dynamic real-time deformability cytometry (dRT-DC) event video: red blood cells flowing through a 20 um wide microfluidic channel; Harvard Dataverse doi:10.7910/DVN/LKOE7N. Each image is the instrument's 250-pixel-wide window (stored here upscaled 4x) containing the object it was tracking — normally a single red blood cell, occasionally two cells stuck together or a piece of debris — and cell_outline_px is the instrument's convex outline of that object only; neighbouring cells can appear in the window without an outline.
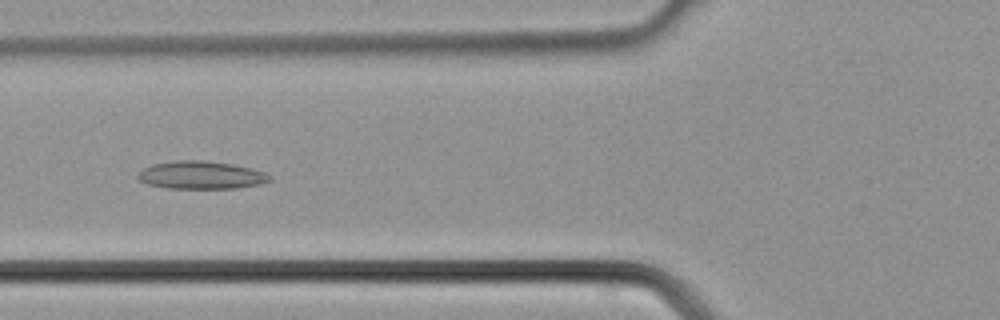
{"species": "common noctule bat (a hibernating species)", "species_latin": "Nyctalus noctula", "temperature_condition": "cold", "stored_images_in_passage": 38, "camera_frame_rate_fps": 3000, "um_per_image_px": 0.085, "animal": {"sex": "male", "body_mass_g": 21.5, "forearm_length_mm": 52.0}, "frame": {"image": 1, "passage_image": 15, "time_ms": 4.667, "image_size_px": [1000, 320], "cell_outline_px": [[272, 180], [260, 184], [236, 188], [168, 188], [148, 184], [140, 180], [136, 176], [144, 168], [152, 164], [176, 160], [204, 160], [232, 164], [264, 172], [272, 176]], "centroid_in_image_um": [17.1, 14.88], "position_along_channel_um": 108.7, "area_um2": 21.27}}
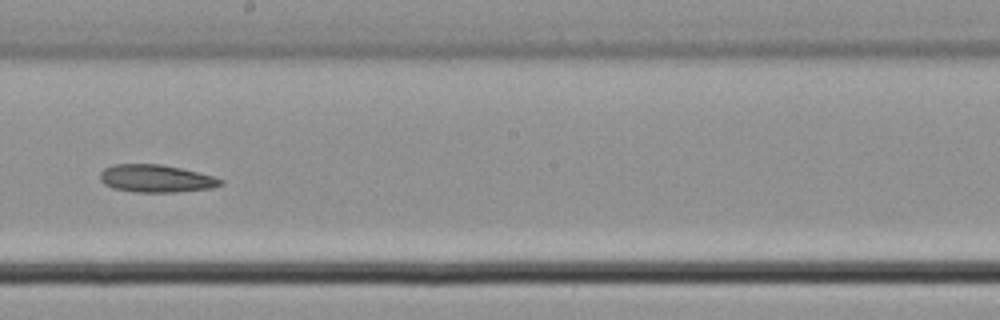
{"frame": {"image": 2, "passage_image": 22, "time_ms": 7.0, "image_size_px": [1000, 320], "cell_outline_px": [[224, 184], [216, 188], [176, 192], [136, 192], [112, 188], [104, 184], [100, 180], [100, 172], [104, 168], [112, 164], [160, 164], [180, 168], [212, 176], [224, 180]], "centroid_in_image_um": [13.27, 15.18], "position_along_channel_um": 234.9, "area_um2": 19.54}}
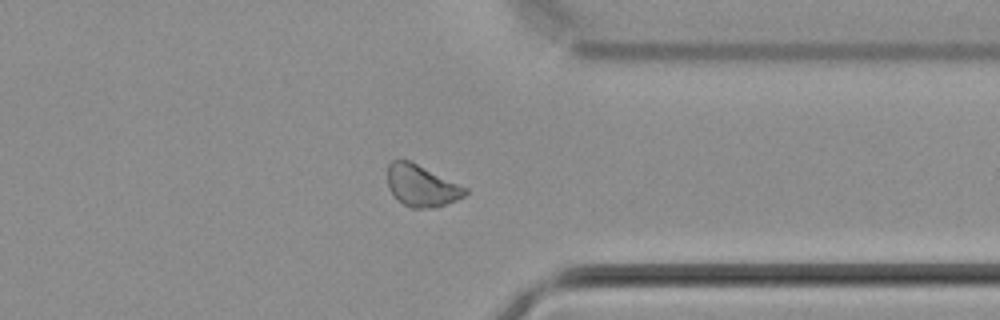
{"frame": {"image": 3, "passage_image": 30, "time_ms": 9.667, "image_size_px": [1000, 320], "cell_outline_px": [[468, 192], [464, 196], [456, 200], [432, 208], [412, 208], [404, 204], [388, 188], [388, 164], [392, 160], [408, 160], [468, 188]], "centroid_in_image_um": [35.84, 15.78], "position_along_channel_um": 375.6, "area_um2": 18.44}}